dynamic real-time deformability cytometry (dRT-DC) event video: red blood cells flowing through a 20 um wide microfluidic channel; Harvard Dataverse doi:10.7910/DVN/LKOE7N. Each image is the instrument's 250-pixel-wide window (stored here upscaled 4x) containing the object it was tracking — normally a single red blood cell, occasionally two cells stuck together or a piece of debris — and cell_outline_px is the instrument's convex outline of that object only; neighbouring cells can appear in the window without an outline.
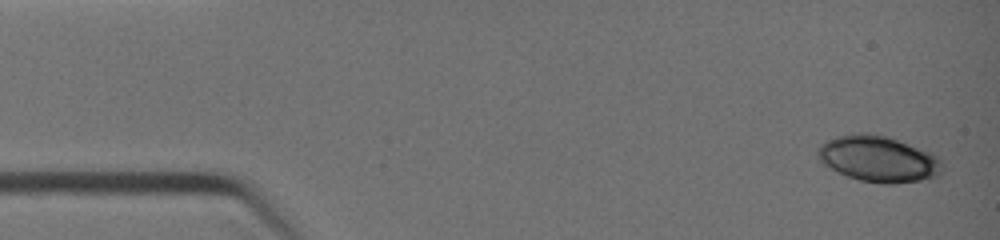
{"species": "common noctule bat (a hibernating species)", "species_latin": "Nyctalus noctula", "temperature_condition": "warm", "stored_images_in_passage": 39, "camera_frame_rate_fps": 3000, "um_per_image_px": 0.085, "animal": {"sex": "female", "body_mass_g": 19.0, "forearm_length_mm": 51.5}, "frame": {"image": 1, "passage_image": 1, "time_ms": 0.0, "image_size_px": [1000, 240], "cell_outline_px": [[944, 164], [940, 176], [920, 180], [896, 184], [880, 184], [860, 180], [848, 176], [824, 164], [816, 156], [816, 148], [820, 144], [836, 136], [860, 132], [868, 132], [888, 136], [932, 152]], "centroid_in_image_um": [74.68, 13.49], "position_along_channel_um": 10.3, "area_um2": 33.81}}
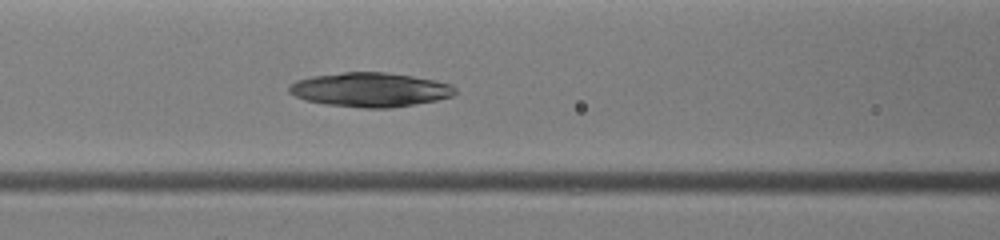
{"frame": {"image": 2, "passage_image": 16, "time_ms": 5.0, "image_size_px": [1000, 240], "cell_outline_px": [[456, 92], [452, 96], [436, 100], [388, 108], [364, 108], [324, 104], [304, 100], [288, 92], [288, 84], [296, 80], [312, 76], [344, 72], [384, 72], [412, 76], [436, 80], [452, 84], [456, 88]], "centroid_in_image_um": [31.43, 7.62], "position_along_channel_um": 135.2, "area_um2": 33.18}}
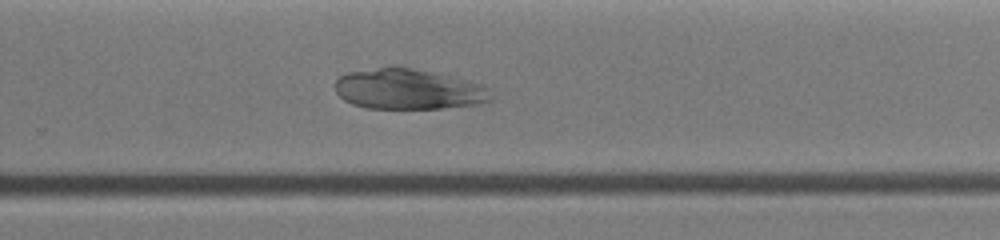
{"frame": {"image": 3, "passage_image": 26, "time_ms": 8.333, "image_size_px": [1000, 240], "cell_outline_px": [[492, 100], [480, 104], [440, 108], [364, 108], [352, 104], [344, 100], [336, 92], [336, 80], [340, 76], [348, 72], [388, 64], [396, 64], [468, 80], [484, 84], [488, 88], [492, 96]], "centroid_in_image_um": [34.71, 7.55], "position_along_channel_um": 295.1, "area_um2": 37.45}}